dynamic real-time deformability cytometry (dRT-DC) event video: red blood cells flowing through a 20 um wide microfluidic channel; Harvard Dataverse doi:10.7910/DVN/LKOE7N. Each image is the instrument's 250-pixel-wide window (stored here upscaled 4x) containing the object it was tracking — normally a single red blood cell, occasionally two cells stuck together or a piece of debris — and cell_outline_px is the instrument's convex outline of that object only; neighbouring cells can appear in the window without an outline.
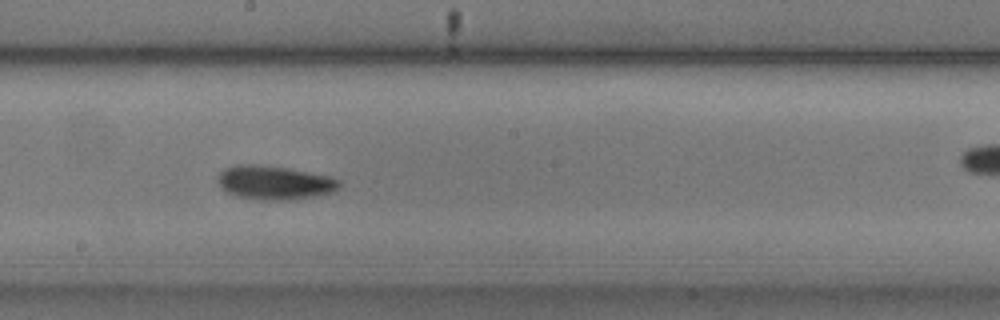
{"species": "common noctule bat (a hibernating species)", "species_latin": "Nyctalus noctula", "temperature_condition": "cold", "stored_images_in_passage": 20, "camera_frame_rate_fps": 3000, "um_per_image_px": 0.085, "animal": {"sex": "male", "body_mass_g": 20.5, "forearm_length_mm": 52.5}, "frame": {"image": 1, "passage_image": 17, "time_ms": 5.333, "image_size_px": [1000, 320], "cell_outline_px": [[344, 184], [340, 188], [332, 192], [312, 196], [288, 200], [260, 200], [236, 196], [220, 188], [216, 176], [224, 168], [236, 164], [256, 164], [288, 168], [328, 176], [340, 180]], "centroid_in_image_um": [23.3, 15.52], "position_along_channel_um": 224.9, "area_um2": 24.16}}